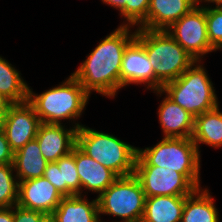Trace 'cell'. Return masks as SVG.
<instances>
[{
	"label": "cell",
	"instance_id": "d6a6232c",
	"mask_svg": "<svg viewBox=\"0 0 222 222\" xmlns=\"http://www.w3.org/2000/svg\"><path fill=\"white\" fill-rule=\"evenodd\" d=\"M208 2V3H212V4H216V6H222V0H197V5H200V2Z\"/></svg>",
	"mask_w": 222,
	"mask_h": 222
},
{
	"label": "cell",
	"instance_id": "ffe728a7",
	"mask_svg": "<svg viewBox=\"0 0 222 222\" xmlns=\"http://www.w3.org/2000/svg\"><path fill=\"white\" fill-rule=\"evenodd\" d=\"M47 164L36 139L14 153L13 165L18 182L43 177Z\"/></svg>",
	"mask_w": 222,
	"mask_h": 222
},
{
	"label": "cell",
	"instance_id": "8992f818",
	"mask_svg": "<svg viewBox=\"0 0 222 222\" xmlns=\"http://www.w3.org/2000/svg\"><path fill=\"white\" fill-rule=\"evenodd\" d=\"M76 145L118 177L134 174L137 147L84 125L76 132Z\"/></svg>",
	"mask_w": 222,
	"mask_h": 222
},
{
	"label": "cell",
	"instance_id": "ba28073f",
	"mask_svg": "<svg viewBox=\"0 0 222 222\" xmlns=\"http://www.w3.org/2000/svg\"><path fill=\"white\" fill-rule=\"evenodd\" d=\"M166 31L196 61H201L205 54L216 51L208 40L203 5L194 7L189 13L172 23Z\"/></svg>",
	"mask_w": 222,
	"mask_h": 222
},
{
	"label": "cell",
	"instance_id": "7a4b0ae2",
	"mask_svg": "<svg viewBox=\"0 0 222 222\" xmlns=\"http://www.w3.org/2000/svg\"><path fill=\"white\" fill-rule=\"evenodd\" d=\"M155 73V91L180 77L196 60L166 30L136 29Z\"/></svg>",
	"mask_w": 222,
	"mask_h": 222
},
{
	"label": "cell",
	"instance_id": "1f68e13d",
	"mask_svg": "<svg viewBox=\"0 0 222 222\" xmlns=\"http://www.w3.org/2000/svg\"><path fill=\"white\" fill-rule=\"evenodd\" d=\"M40 222H58L56 216L53 213H45L41 218Z\"/></svg>",
	"mask_w": 222,
	"mask_h": 222
},
{
	"label": "cell",
	"instance_id": "4316f807",
	"mask_svg": "<svg viewBox=\"0 0 222 222\" xmlns=\"http://www.w3.org/2000/svg\"><path fill=\"white\" fill-rule=\"evenodd\" d=\"M45 213L14 205V222H40Z\"/></svg>",
	"mask_w": 222,
	"mask_h": 222
},
{
	"label": "cell",
	"instance_id": "6da1fadb",
	"mask_svg": "<svg viewBox=\"0 0 222 222\" xmlns=\"http://www.w3.org/2000/svg\"><path fill=\"white\" fill-rule=\"evenodd\" d=\"M131 26L120 25L99 42L72 75L90 95L95 91L114 98L120 89L121 62L126 46L135 38Z\"/></svg>",
	"mask_w": 222,
	"mask_h": 222
},
{
	"label": "cell",
	"instance_id": "484cf974",
	"mask_svg": "<svg viewBox=\"0 0 222 222\" xmlns=\"http://www.w3.org/2000/svg\"><path fill=\"white\" fill-rule=\"evenodd\" d=\"M150 0H123V17L126 26H138L148 14Z\"/></svg>",
	"mask_w": 222,
	"mask_h": 222
},
{
	"label": "cell",
	"instance_id": "f1b7e54d",
	"mask_svg": "<svg viewBox=\"0 0 222 222\" xmlns=\"http://www.w3.org/2000/svg\"><path fill=\"white\" fill-rule=\"evenodd\" d=\"M0 222H14V206L0 208Z\"/></svg>",
	"mask_w": 222,
	"mask_h": 222
},
{
	"label": "cell",
	"instance_id": "d4e9b609",
	"mask_svg": "<svg viewBox=\"0 0 222 222\" xmlns=\"http://www.w3.org/2000/svg\"><path fill=\"white\" fill-rule=\"evenodd\" d=\"M207 35L210 45L222 50V6H205Z\"/></svg>",
	"mask_w": 222,
	"mask_h": 222
},
{
	"label": "cell",
	"instance_id": "52a82bcc",
	"mask_svg": "<svg viewBox=\"0 0 222 222\" xmlns=\"http://www.w3.org/2000/svg\"><path fill=\"white\" fill-rule=\"evenodd\" d=\"M145 199L142 186L134 174L118 177L97 196L99 214L121 217L119 222H141Z\"/></svg>",
	"mask_w": 222,
	"mask_h": 222
},
{
	"label": "cell",
	"instance_id": "3957f363",
	"mask_svg": "<svg viewBox=\"0 0 222 222\" xmlns=\"http://www.w3.org/2000/svg\"><path fill=\"white\" fill-rule=\"evenodd\" d=\"M200 154L192 138H165L153 147L137 148L135 166H157L182 173L200 187Z\"/></svg>",
	"mask_w": 222,
	"mask_h": 222
},
{
	"label": "cell",
	"instance_id": "5b68a950",
	"mask_svg": "<svg viewBox=\"0 0 222 222\" xmlns=\"http://www.w3.org/2000/svg\"><path fill=\"white\" fill-rule=\"evenodd\" d=\"M206 72L201 61H195L180 77L153 93H165L192 116H199L219 106L213 83Z\"/></svg>",
	"mask_w": 222,
	"mask_h": 222
},
{
	"label": "cell",
	"instance_id": "2e32d148",
	"mask_svg": "<svg viewBox=\"0 0 222 222\" xmlns=\"http://www.w3.org/2000/svg\"><path fill=\"white\" fill-rule=\"evenodd\" d=\"M43 177L46 178L63 197L81 196V183L75 164V146L72 151L56 162H48Z\"/></svg>",
	"mask_w": 222,
	"mask_h": 222
},
{
	"label": "cell",
	"instance_id": "603a6c76",
	"mask_svg": "<svg viewBox=\"0 0 222 222\" xmlns=\"http://www.w3.org/2000/svg\"><path fill=\"white\" fill-rule=\"evenodd\" d=\"M28 85L18 70L0 56V94L12 104L28 101Z\"/></svg>",
	"mask_w": 222,
	"mask_h": 222
},
{
	"label": "cell",
	"instance_id": "4dcf8cb0",
	"mask_svg": "<svg viewBox=\"0 0 222 222\" xmlns=\"http://www.w3.org/2000/svg\"><path fill=\"white\" fill-rule=\"evenodd\" d=\"M12 103L0 94V114H5Z\"/></svg>",
	"mask_w": 222,
	"mask_h": 222
},
{
	"label": "cell",
	"instance_id": "8fae6325",
	"mask_svg": "<svg viewBox=\"0 0 222 222\" xmlns=\"http://www.w3.org/2000/svg\"><path fill=\"white\" fill-rule=\"evenodd\" d=\"M146 84L155 91V73L144 46L134 38L125 48L120 70V89L129 84Z\"/></svg>",
	"mask_w": 222,
	"mask_h": 222
},
{
	"label": "cell",
	"instance_id": "7402d4cb",
	"mask_svg": "<svg viewBox=\"0 0 222 222\" xmlns=\"http://www.w3.org/2000/svg\"><path fill=\"white\" fill-rule=\"evenodd\" d=\"M214 199L208 189H196L185 198L181 222H219Z\"/></svg>",
	"mask_w": 222,
	"mask_h": 222
},
{
	"label": "cell",
	"instance_id": "44dd1931",
	"mask_svg": "<svg viewBox=\"0 0 222 222\" xmlns=\"http://www.w3.org/2000/svg\"><path fill=\"white\" fill-rule=\"evenodd\" d=\"M219 106L195 117L192 140L199 151V144L214 148L222 147V112Z\"/></svg>",
	"mask_w": 222,
	"mask_h": 222
},
{
	"label": "cell",
	"instance_id": "9c48e42d",
	"mask_svg": "<svg viewBox=\"0 0 222 222\" xmlns=\"http://www.w3.org/2000/svg\"><path fill=\"white\" fill-rule=\"evenodd\" d=\"M134 175L146 197L189 196L197 189L182 173L166 168L135 166Z\"/></svg>",
	"mask_w": 222,
	"mask_h": 222
},
{
	"label": "cell",
	"instance_id": "ac0fdd59",
	"mask_svg": "<svg viewBox=\"0 0 222 222\" xmlns=\"http://www.w3.org/2000/svg\"><path fill=\"white\" fill-rule=\"evenodd\" d=\"M86 195L63 197L54 210L58 222H100L97 198L88 201Z\"/></svg>",
	"mask_w": 222,
	"mask_h": 222
},
{
	"label": "cell",
	"instance_id": "836d02e7",
	"mask_svg": "<svg viewBox=\"0 0 222 222\" xmlns=\"http://www.w3.org/2000/svg\"><path fill=\"white\" fill-rule=\"evenodd\" d=\"M4 115L5 114H0V132L3 131Z\"/></svg>",
	"mask_w": 222,
	"mask_h": 222
},
{
	"label": "cell",
	"instance_id": "f546056e",
	"mask_svg": "<svg viewBox=\"0 0 222 222\" xmlns=\"http://www.w3.org/2000/svg\"><path fill=\"white\" fill-rule=\"evenodd\" d=\"M102 2L119 10L120 15L123 16V0H102Z\"/></svg>",
	"mask_w": 222,
	"mask_h": 222
},
{
	"label": "cell",
	"instance_id": "cb8c5ba5",
	"mask_svg": "<svg viewBox=\"0 0 222 222\" xmlns=\"http://www.w3.org/2000/svg\"><path fill=\"white\" fill-rule=\"evenodd\" d=\"M13 171V164L0 165V208L17 205L18 180Z\"/></svg>",
	"mask_w": 222,
	"mask_h": 222
},
{
	"label": "cell",
	"instance_id": "30bf717a",
	"mask_svg": "<svg viewBox=\"0 0 222 222\" xmlns=\"http://www.w3.org/2000/svg\"><path fill=\"white\" fill-rule=\"evenodd\" d=\"M41 123L28 101L11 104L3 121V131L11 150L15 153L29 141L34 140Z\"/></svg>",
	"mask_w": 222,
	"mask_h": 222
},
{
	"label": "cell",
	"instance_id": "277c9868",
	"mask_svg": "<svg viewBox=\"0 0 222 222\" xmlns=\"http://www.w3.org/2000/svg\"><path fill=\"white\" fill-rule=\"evenodd\" d=\"M90 95L71 74L61 85L41 94H35L28 87V102L42 123L62 124V120H76L86 107Z\"/></svg>",
	"mask_w": 222,
	"mask_h": 222
},
{
	"label": "cell",
	"instance_id": "5bb4252c",
	"mask_svg": "<svg viewBox=\"0 0 222 222\" xmlns=\"http://www.w3.org/2000/svg\"><path fill=\"white\" fill-rule=\"evenodd\" d=\"M197 6V0H150L147 17L137 29L166 30Z\"/></svg>",
	"mask_w": 222,
	"mask_h": 222
},
{
	"label": "cell",
	"instance_id": "83f0119b",
	"mask_svg": "<svg viewBox=\"0 0 222 222\" xmlns=\"http://www.w3.org/2000/svg\"><path fill=\"white\" fill-rule=\"evenodd\" d=\"M14 152L11 150L4 131L0 132V165L13 164Z\"/></svg>",
	"mask_w": 222,
	"mask_h": 222
},
{
	"label": "cell",
	"instance_id": "4fadbf2b",
	"mask_svg": "<svg viewBox=\"0 0 222 222\" xmlns=\"http://www.w3.org/2000/svg\"><path fill=\"white\" fill-rule=\"evenodd\" d=\"M63 196L44 177L18 182L17 205L43 213H53Z\"/></svg>",
	"mask_w": 222,
	"mask_h": 222
},
{
	"label": "cell",
	"instance_id": "d6986e66",
	"mask_svg": "<svg viewBox=\"0 0 222 222\" xmlns=\"http://www.w3.org/2000/svg\"><path fill=\"white\" fill-rule=\"evenodd\" d=\"M187 196L146 197L141 222H181Z\"/></svg>",
	"mask_w": 222,
	"mask_h": 222
},
{
	"label": "cell",
	"instance_id": "9a60e30c",
	"mask_svg": "<svg viewBox=\"0 0 222 222\" xmlns=\"http://www.w3.org/2000/svg\"><path fill=\"white\" fill-rule=\"evenodd\" d=\"M75 164L81 183V196L82 189L100 195L118 178L113 171L89 157L77 145H75Z\"/></svg>",
	"mask_w": 222,
	"mask_h": 222
},
{
	"label": "cell",
	"instance_id": "e0dca14e",
	"mask_svg": "<svg viewBox=\"0 0 222 222\" xmlns=\"http://www.w3.org/2000/svg\"><path fill=\"white\" fill-rule=\"evenodd\" d=\"M158 117L165 138H192L195 117L167 95L159 105Z\"/></svg>",
	"mask_w": 222,
	"mask_h": 222
},
{
	"label": "cell",
	"instance_id": "7c38bea8",
	"mask_svg": "<svg viewBox=\"0 0 222 222\" xmlns=\"http://www.w3.org/2000/svg\"><path fill=\"white\" fill-rule=\"evenodd\" d=\"M73 126L67 129L62 124L41 123L35 139L47 162H56L72 151L76 145V132L82 124Z\"/></svg>",
	"mask_w": 222,
	"mask_h": 222
}]
</instances>
